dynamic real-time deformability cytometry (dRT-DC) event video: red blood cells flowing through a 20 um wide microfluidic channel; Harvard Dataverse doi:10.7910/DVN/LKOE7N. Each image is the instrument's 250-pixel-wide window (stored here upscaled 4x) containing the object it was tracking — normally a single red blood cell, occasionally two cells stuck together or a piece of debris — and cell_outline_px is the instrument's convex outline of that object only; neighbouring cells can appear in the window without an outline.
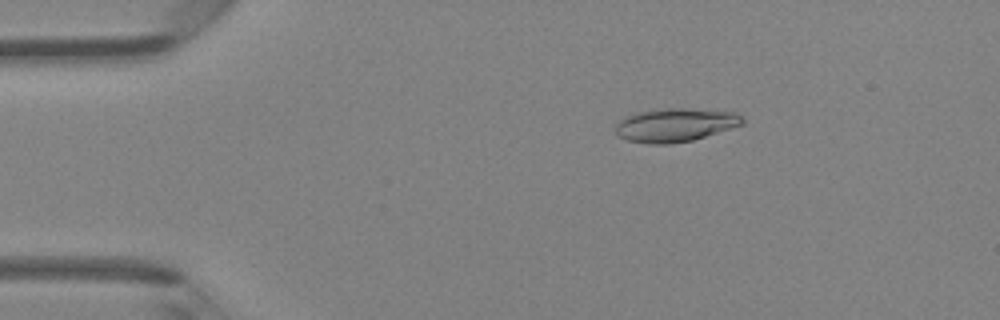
{"species": "Egyptian fruit bat (a non-hibernating species)", "species_latin": "Rousettus aegyptiacus", "temperature_condition": "room temperature", "stored_images_in_passage": 47, "camera_frame_rate_fps": 3000, "um_per_image_px": 0.085, "animal": {"sex": "female"}, "frame": {"image": 1, "passage_image": 8, "time_ms": 2.333, "image_size_px": [1000, 320], "cell_outline_px": [[744, 124], [692, 140], [668, 144], [652, 144], [628, 140], [616, 136], [616, 124], [624, 116], [636, 112], [664, 108], [684, 108], [736, 112], [744, 116]], "centroid_in_image_um": [57.39, 10.61], "position_along_channel_um": 27.6, "area_um2": 24.85}}
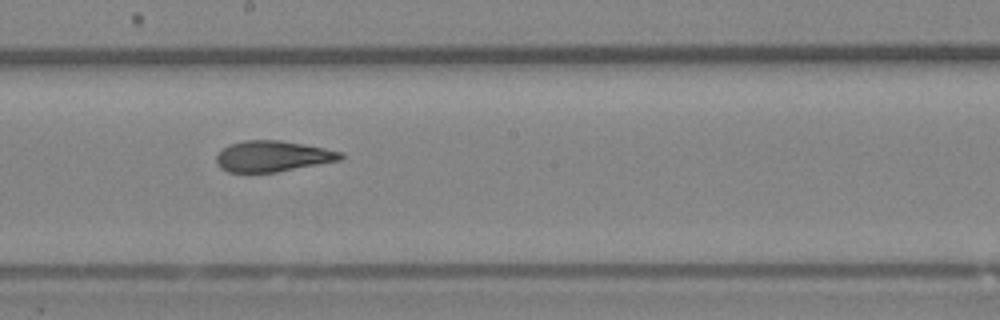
{"frame": {"image": 2, "passage_image": 26, "time_ms": 8.333, "image_size_px": [1000, 320], "cell_outline_px": [[344, 156], [340, 160], [276, 172], [228, 172], [220, 168], [216, 164], [216, 156], [228, 144], [244, 140], [280, 140], [324, 148], [344, 152]], "centroid_in_image_um": [23.16, 13.28], "position_along_channel_um": 225.0, "area_um2": 22.31}}
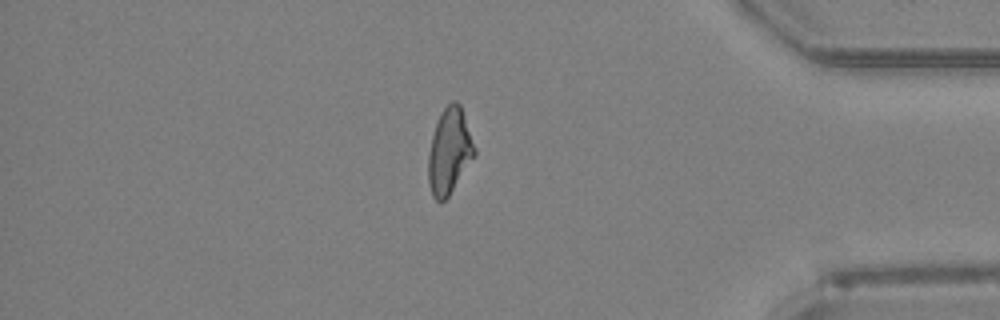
{"frame": {"image": 3, "passage_image": 40, "time_ms": 13.0, "image_size_px": [1000, 320], "cell_outline_px": [[476, 152], [448, 196], [440, 204], [432, 196], [428, 184], [428, 156], [432, 136], [440, 112], [452, 100], [456, 100], [460, 104], [476, 148]], "centroid_in_image_um": [38.18, 12.84], "position_along_channel_um": 397.0, "area_um2": 22.83}, "authors_computed_cell_mechanics": {"area_um2": 23.1778, "velocity_mm_per_s": 4.3322, "shape_relaxation_time_tau1_ms": 5.8198, "shape_relaxation_time_tau2_ms": 1.7846, "deformation_change_tau1": 0.1958, "deformation_change_tau2": 0.0946}}